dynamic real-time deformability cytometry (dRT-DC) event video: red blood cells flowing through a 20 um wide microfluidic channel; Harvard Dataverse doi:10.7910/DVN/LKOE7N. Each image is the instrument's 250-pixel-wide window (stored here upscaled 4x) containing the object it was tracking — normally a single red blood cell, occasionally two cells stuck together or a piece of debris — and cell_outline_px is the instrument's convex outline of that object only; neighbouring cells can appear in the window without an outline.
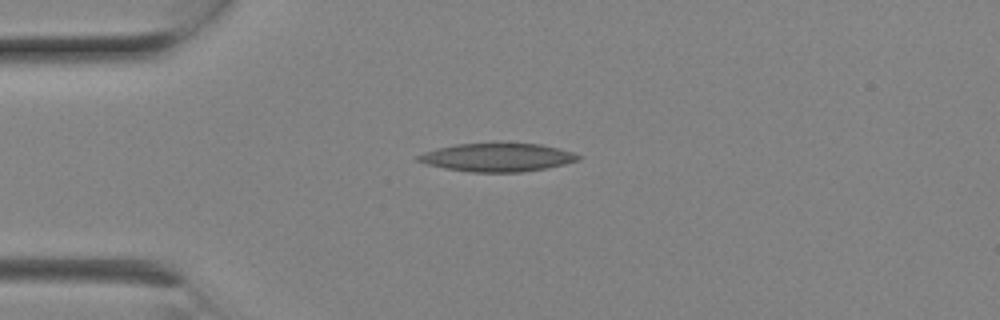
{"species": "Egyptian fruit bat (a non-hibernating species)", "species_latin": "Rousettus aegyptiacus", "temperature_condition": "room temperature", "stored_images_in_passage": 2, "camera_frame_rate_fps": 3000, "um_per_image_px": 0.085, "animal": {"sex": "female"}, "frame": {"image": 1, "passage_image": 1, "time_ms": 0.0, "image_size_px": [1000, 320], "cell_outline_px": [[580, 160], [548, 168], [524, 172], [472, 172], [444, 168], [428, 164], [416, 160], [416, 156], [424, 152], [436, 148], [456, 144], [540, 144], [572, 152], [580, 156]], "centroid_in_image_um": [42.26, 13.39], "position_along_channel_um": 42.7, "area_um2": 26.13}}